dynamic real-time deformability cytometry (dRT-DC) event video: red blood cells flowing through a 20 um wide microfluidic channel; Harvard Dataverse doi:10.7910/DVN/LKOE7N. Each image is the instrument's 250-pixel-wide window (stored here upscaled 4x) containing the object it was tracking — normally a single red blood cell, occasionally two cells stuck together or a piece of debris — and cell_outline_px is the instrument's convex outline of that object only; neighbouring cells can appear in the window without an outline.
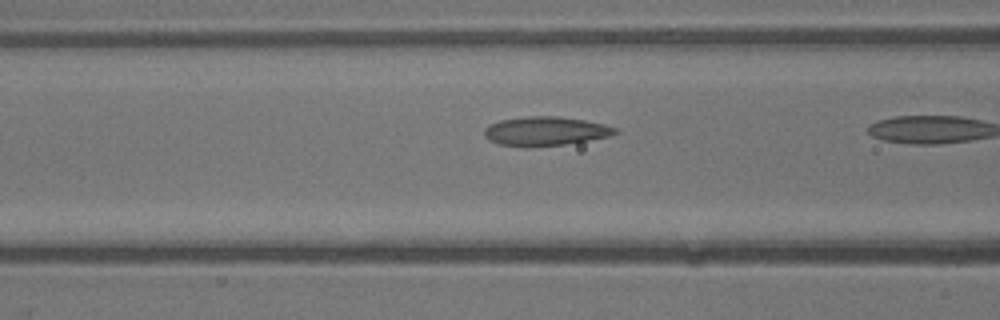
{"species": "common noctule bat (a hibernating species)", "species_latin": "Nyctalus noctula", "temperature_condition": "warm", "stored_images_in_passage": 6, "camera_frame_rate_fps": 3000, "um_per_image_px": 0.085, "animal": {"sex": "male", "body_mass_g": 13.3}, "frame": {"image": 1, "passage_image": 5, "time_ms": 1.333, "image_size_px": [1000, 320], "cell_outline_px": [[620, 132], [608, 136], [588, 140], [564, 144], [524, 148], [496, 144], [488, 140], [484, 136], [484, 128], [488, 124], [500, 120], [528, 116], [560, 116], [584, 120], [604, 124], [616, 128]], "centroid_in_image_um": [46.29, 11.16], "position_along_channel_um": 120.3, "area_um2": 22.43}}